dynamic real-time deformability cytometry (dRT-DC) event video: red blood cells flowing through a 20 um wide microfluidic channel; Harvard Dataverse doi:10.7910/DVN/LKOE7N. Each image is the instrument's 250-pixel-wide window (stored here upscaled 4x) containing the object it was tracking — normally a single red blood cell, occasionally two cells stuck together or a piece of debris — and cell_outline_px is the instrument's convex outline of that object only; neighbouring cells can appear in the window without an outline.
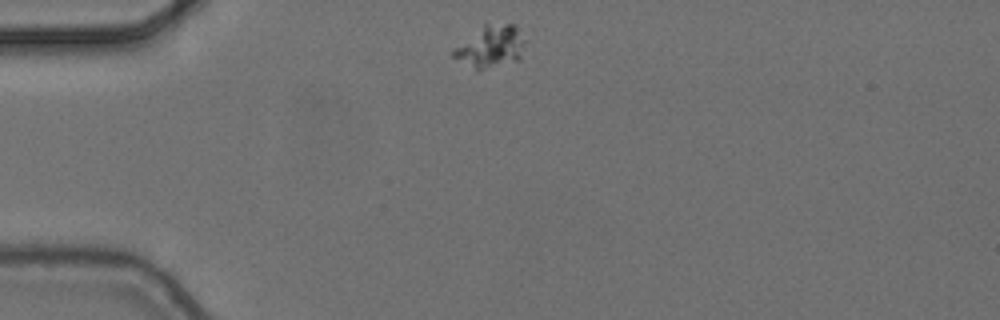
{"species": "common noctule bat (a hibernating species)", "species_latin": "Nyctalus noctula", "temperature_condition": "cold", "stored_images_in_passage": 2, "camera_frame_rate_fps": 3000, "um_per_image_px": 0.085, "animal": {"sex": "female", "body_mass_g": 24.6, "forearm_length_mm": 56.2}, "frame": {"image": 1, "passage_image": 1, "time_ms": 0.0, "image_size_px": [1000, 320], "cell_outline_px": [[528, 40], [520, 60], [480, 72], [476, 72], [452, 56], [452, 48], [484, 20], [516, 24]], "centroid_in_image_um": [41.72, 3.91], "position_along_channel_um": 43.3, "area_um2": 19.42}}